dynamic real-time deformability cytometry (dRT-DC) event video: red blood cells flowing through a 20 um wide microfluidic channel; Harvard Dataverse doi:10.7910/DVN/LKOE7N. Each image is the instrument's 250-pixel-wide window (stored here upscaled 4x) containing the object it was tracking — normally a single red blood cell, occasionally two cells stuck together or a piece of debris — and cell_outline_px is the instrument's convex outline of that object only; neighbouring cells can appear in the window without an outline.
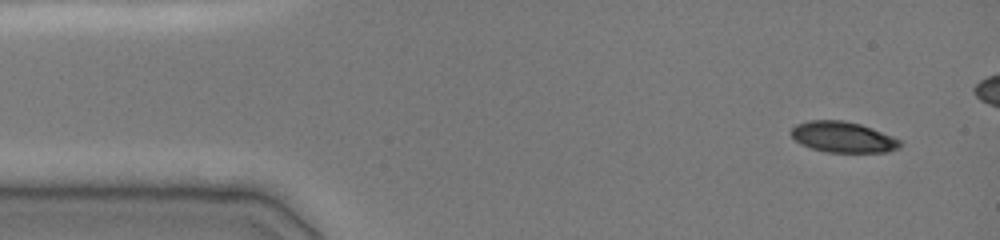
{"species": "common noctule bat (a hibernating species)", "species_latin": "Nyctalus noctula", "temperature_condition": "cold", "stored_images_in_passage": 7, "camera_frame_rate_fps": 3000, "um_per_image_px": 0.085, "animal": {"sex": "female", "body_mass_g": 19.0, "forearm_length_mm": 51.5}, "frame": {"image": 1, "passage_image": 1, "time_ms": 0.0, "image_size_px": [1000, 240], "cell_outline_px": [[904, 144], [900, 148], [888, 152], [828, 152], [812, 148], [800, 144], [788, 132], [796, 124], [808, 120], [844, 120], [860, 124], [872, 128], [892, 136], [900, 140]], "centroid_in_image_um": [71.66, 11.65], "position_along_channel_um": 13.3, "area_um2": 19.71}}
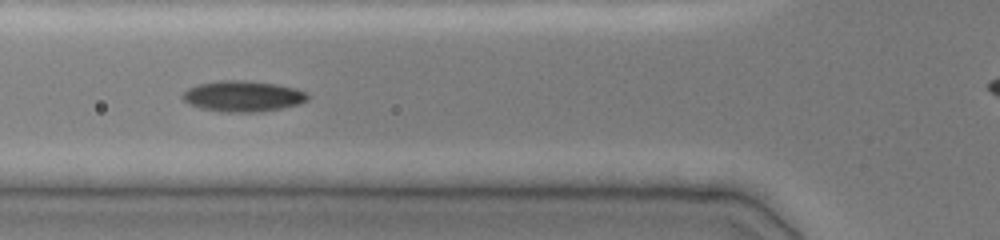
{"frame": {"image": 2, "passage_image": 6, "time_ms": 4.667, "image_size_px": [1000, 240], "cell_outline_px": [[312, 96], [308, 100], [300, 104], [260, 112], [220, 112], [200, 108], [188, 104], [180, 96], [188, 88], [200, 84], [220, 80], [244, 80], [276, 84], [296, 88], [308, 92]], "centroid_in_image_um": [20.68, 8.18], "position_along_channel_um": 105.1, "area_um2": 22.77}}
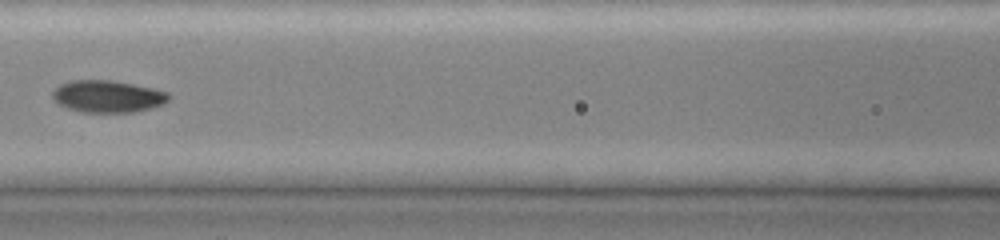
{"frame": {"image": 3, "passage_image": 7, "time_ms": 6.0, "image_size_px": [1000, 240], "cell_outline_px": [[172, 96], [164, 104], [152, 108], [132, 112], [80, 112], [68, 108], [52, 100], [52, 92], [60, 84], [72, 80], [112, 80], [152, 88], [168, 92]], "centroid_in_image_um": [9.16, 8.19], "position_along_channel_um": 157.4, "area_um2": 21.79}}